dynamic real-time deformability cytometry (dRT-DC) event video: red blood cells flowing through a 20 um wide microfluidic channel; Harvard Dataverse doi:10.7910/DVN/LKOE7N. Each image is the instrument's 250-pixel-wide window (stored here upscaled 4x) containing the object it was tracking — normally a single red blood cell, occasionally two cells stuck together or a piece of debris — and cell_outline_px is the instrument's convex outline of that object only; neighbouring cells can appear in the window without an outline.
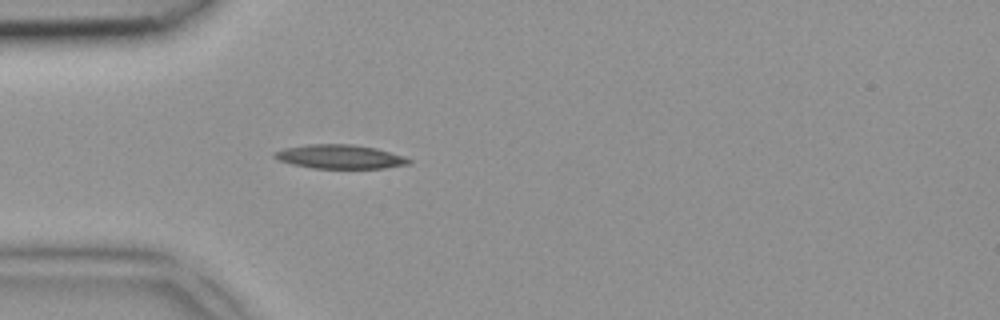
{"species": "common noctule bat (a hibernating species)", "species_latin": "Nyctalus noctula", "temperature_condition": "room temperature", "stored_images_in_passage": 3, "camera_frame_rate_fps": 3000, "um_per_image_px": 0.085, "animal": {"sex": "female", "body_mass_g": 18.4}, "frame": {"image": 1, "passage_image": 3, "time_ms": 0.667, "image_size_px": [1000, 320], "cell_outline_px": [[412, 160], [408, 164], [384, 168], [312, 168], [292, 164], [280, 160], [272, 156], [276, 152], [284, 148], [308, 144], [352, 144], [376, 148], [404, 156]], "centroid_in_image_um": [28.9, 13.31], "position_along_channel_um": 56.1, "area_um2": 18.61}}